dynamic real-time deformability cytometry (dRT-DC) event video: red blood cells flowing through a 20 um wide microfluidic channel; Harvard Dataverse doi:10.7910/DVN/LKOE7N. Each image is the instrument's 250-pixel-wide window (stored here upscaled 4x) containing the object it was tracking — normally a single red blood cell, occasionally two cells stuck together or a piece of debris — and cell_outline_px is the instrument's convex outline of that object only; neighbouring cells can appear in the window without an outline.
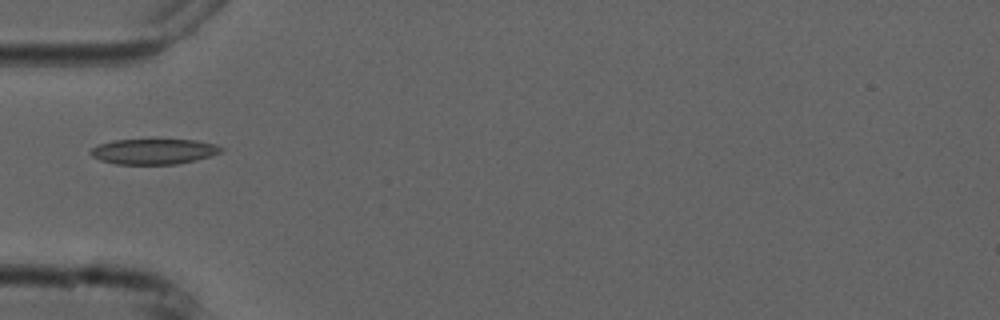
{"species": "common noctule bat (a hibernating species)", "species_latin": "Nyctalus noctula", "temperature_condition": "cold", "stored_images_in_passage": 8, "camera_frame_rate_fps": 3000, "um_per_image_px": 0.085, "animal": {"sex": "male", "forearm_length_mm": 52.5}, "frame": {"image": 1, "passage_image": 5, "time_ms": 4.667, "image_size_px": [1000, 320], "cell_outline_px": [[224, 148], [220, 152], [212, 156], [196, 160], [176, 164], [116, 164], [100, 160], [92, 156], [88, 152], [92, 148], [100, 144], [112, 140], [196, 140], [216, 144]], "centroid_in_image_um": [13.08, 12.88], "position_along_channel_um": 71.9, "area_um2": 19.31}}
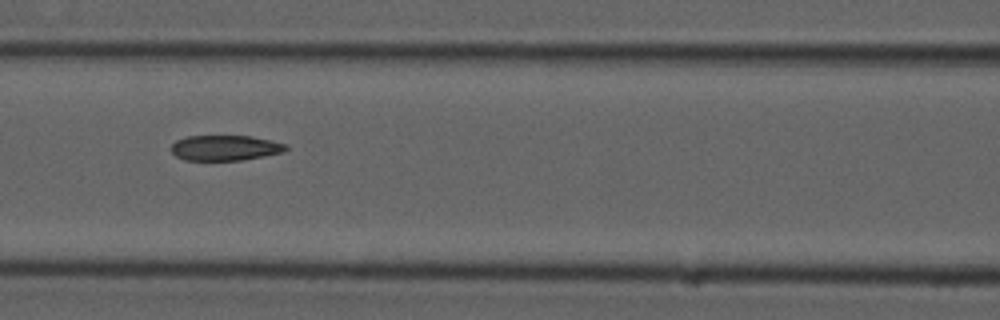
{"frame": {"image": 2, "passage_image": 7, "time_ms": 6.667, "image_size_px": [1000, 320], "cell_outline_px": [[288, 148], [284, 152], [264, 156], [240, 160], [184, 160], [176, 156], [172, 152], [172, 144], [176, 140], [188, 136], [252, 136], [288, 144]], "centroid_in_image_um": [19.16, 12.56], "position_along_channel_um": 147.4, "area_um2": 16.94}}
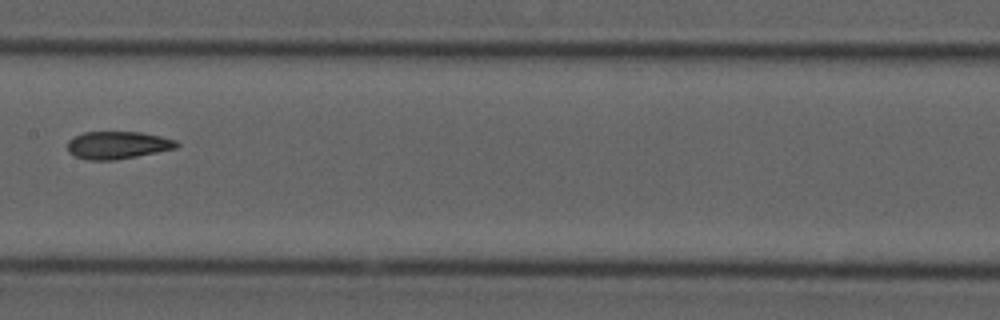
{"frame": {"image": 3, "passage_image": 8, "time_ms": 8.0, "image_size_px": [1000, 320], "cell_outline_px": [[180, 144], [176, 148], [116, 160], [88, 160], [76, 156], [68, 152], [68, 140], [84, 132], [140, 132], [160, 136], [176, 140]], "centroid_in_image_um": [10.0, 12.33], "position_along_channel_um": 197.4, "area_um2": 17.4}}